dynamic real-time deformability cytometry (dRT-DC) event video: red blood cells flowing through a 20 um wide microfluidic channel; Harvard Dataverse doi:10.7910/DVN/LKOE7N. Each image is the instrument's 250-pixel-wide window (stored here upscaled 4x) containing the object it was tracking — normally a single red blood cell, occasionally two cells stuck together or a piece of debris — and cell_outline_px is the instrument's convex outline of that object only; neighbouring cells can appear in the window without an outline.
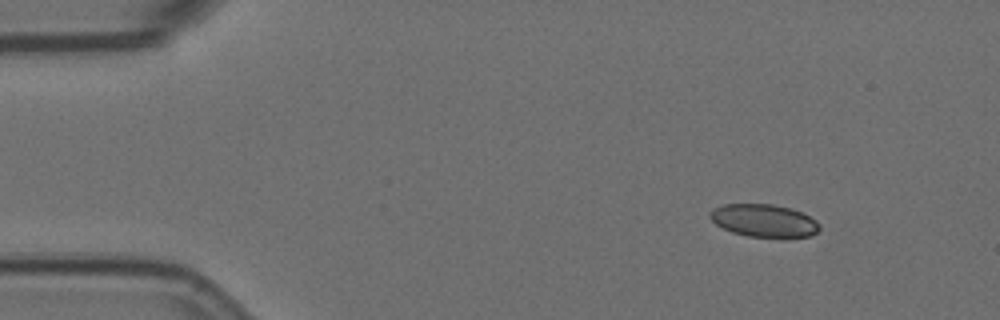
{"species": "Egyptian fruit bat (a non-hibernating species)", "species_latin": "Rousettus aegyptiacus", "temperature_condition": "room temperature", "stored_images_in_passage": 4, "camera_frame_rate_fps": 3000, "um_per_image_px": 0.085, "animal": {"sex": "female"}, "frame": {"image": 1, "passage_image": 1, "time_ms": 0.0, "image_size_px": [1000, 320], "cell_outline_px": [[820, 228], [812, 236], [780, 240], [748, 236], [732, 232], [716, 224], [708, 216], [708, 212], [712, 208], [724, 204], [772, 204], [792, 208], [804, 212], [816, 220], [820, 224]], "centroid_in_image_um": [64.99, 18.78], "position_along_channel_um": 20.0, "area_um2": 21.79}}
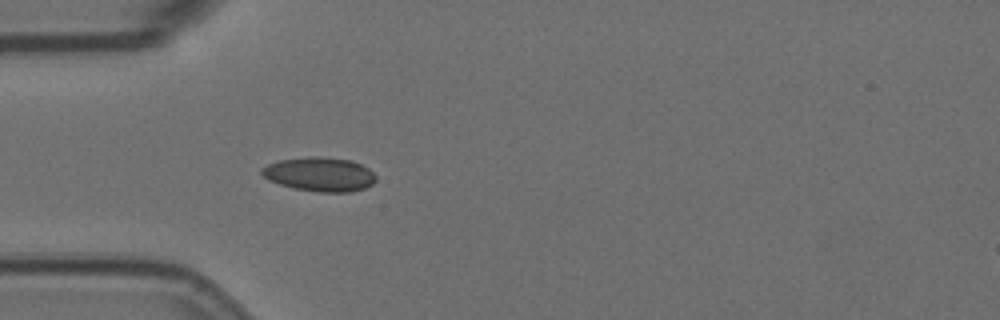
{"frame": {"image": 2, "passage_image": 4, "time_ms": 1.0, "image_size_px": [1000, 320], "cell_outline_px": [[376, 180], [372, 184], [364, 188], [352, 192], [320, 192], [292, 188], [268, 180], [260, 172], [260, 168], [268, 164], [280, 160], [308, 156], [320, 156], [352, 160], [368, 168], [376, 176]], "centroid_in_image_um": [27.17, 14.81], "position_along_channel_um": 57.8, "area_um2": 22.83}}